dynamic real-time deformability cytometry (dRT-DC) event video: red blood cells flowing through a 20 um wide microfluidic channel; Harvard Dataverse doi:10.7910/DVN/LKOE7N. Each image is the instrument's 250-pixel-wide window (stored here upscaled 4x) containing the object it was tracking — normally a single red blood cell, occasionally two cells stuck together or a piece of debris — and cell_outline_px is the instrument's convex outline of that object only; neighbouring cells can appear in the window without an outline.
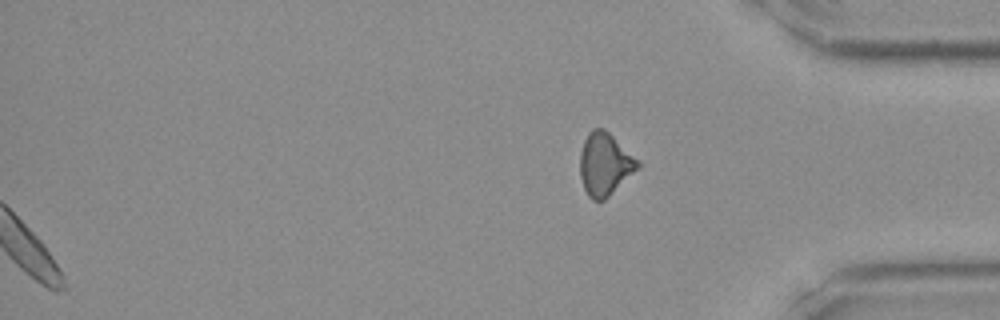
{"species": "Egyptian fruit bat (a non-hibernating species)", "species_latin": "Rousettus aegyptiacus", "temperature_condition": "room temperature", "stored_images_in_passage": 34, "segment_of_instrument_passage": [2, 2], "camera_frame_rate_fps": 3000, "um_per_image_px": 0.085, "frame": {"image": 1, "passage_image": 34, "time_ms": 11.0, "image_size_px": [1000, 320], "cell_outline_px": [[640, 168], [604, 200], [592, 200], [588, 196], [584, 188], [580, 176], [580, 152], [584, 140], [588, 132], [592, 128], [604, 128], [640, 160]], "centroid_in_image_um": [51.42, 13.94], "position_along_channel_um": 383.8, "area_um2": 21.27}}